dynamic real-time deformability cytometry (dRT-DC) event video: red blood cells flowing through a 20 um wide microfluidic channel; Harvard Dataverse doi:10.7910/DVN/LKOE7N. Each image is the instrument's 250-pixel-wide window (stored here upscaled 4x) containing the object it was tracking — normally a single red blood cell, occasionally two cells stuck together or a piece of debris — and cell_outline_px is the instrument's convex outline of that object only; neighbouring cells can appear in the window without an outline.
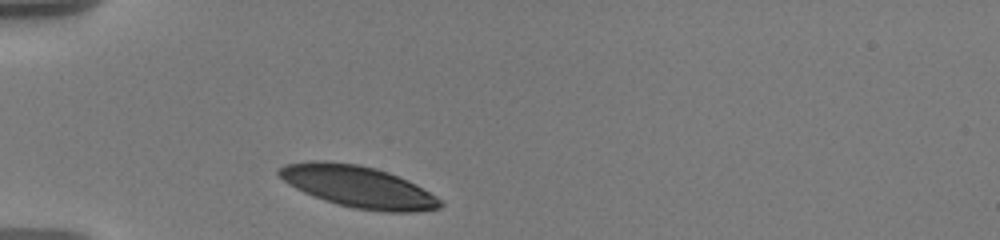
{"species": "human", "species_latin": "Homo sapiens", "temperature_condition": "warm", "stored_images_in_passage": 14, "camera_frame_rate_fps": 3000, "um_per_image_px": 0.085, "donor": {"sex": "male"}, "frame": {"image": 1, "passage_image": 1, "time_ms": 0.0, "image_size_px": [1000, 240], "cell_outline_px": [[444, 204], [440, 208], [412, 212], [384, 212], [352, 208], [336, 204], [324, 200], [304, 192], [288, 184], [276, 172], [284, 164], [312, 160], [328, 160], [360, 164], [376, 168], [388, 172], [408, 180], [416, 184], [436, 196]], "centroid_in_image_um": [30.44, 15.86], "position_along_channel_um": 54.6, "area_um2": 39.36}}
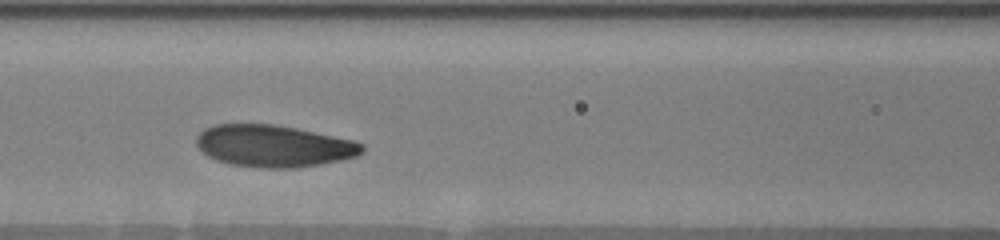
{"frame": {"image": 2, "passage_image": 7, "time_ms": 3.0, "image_size_px": [1000, 240], "cell_outline_px": [[364, 152], [356, 156], [340, 160], [320, 164], [296, 168], [260, 168], [232, 164], [216, 160], [208, 156], [196, 144], [196, 136], [204, 128], [212, 124], [276, 124], [296, 128], [352, 140], [364, 144]], "centroid_in_image_um": [23.25, 12.4], "position_along_channel_um": 143.3, "area_um2": 40.52}}
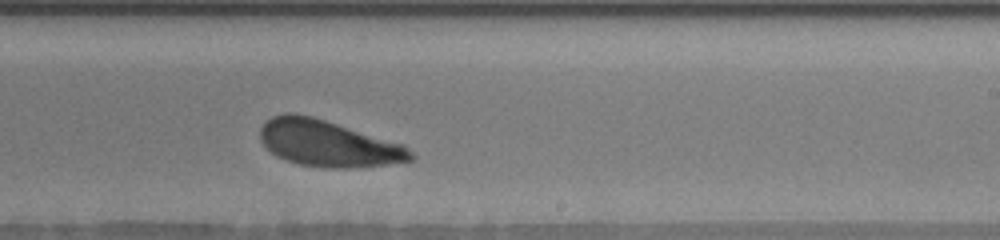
{"frame": {"image": 3, "passage_image": 14, "time_ms": 6.333, "image_size_px": [1000, 240], "cell_outline_px": [[416, 160], [352, 168], [324, 168], [300, 164], [288, 160], [272, 152], [260, 140], [260, 128], [264, 120], [272, 116], [284, 112], [292, 112], [312, 116], [404, 144], [416, 156]], "centroid_in_image_um": [27.89, 12.18], "position_along_channel_um": 261.1, "area_um2": 40.69}}